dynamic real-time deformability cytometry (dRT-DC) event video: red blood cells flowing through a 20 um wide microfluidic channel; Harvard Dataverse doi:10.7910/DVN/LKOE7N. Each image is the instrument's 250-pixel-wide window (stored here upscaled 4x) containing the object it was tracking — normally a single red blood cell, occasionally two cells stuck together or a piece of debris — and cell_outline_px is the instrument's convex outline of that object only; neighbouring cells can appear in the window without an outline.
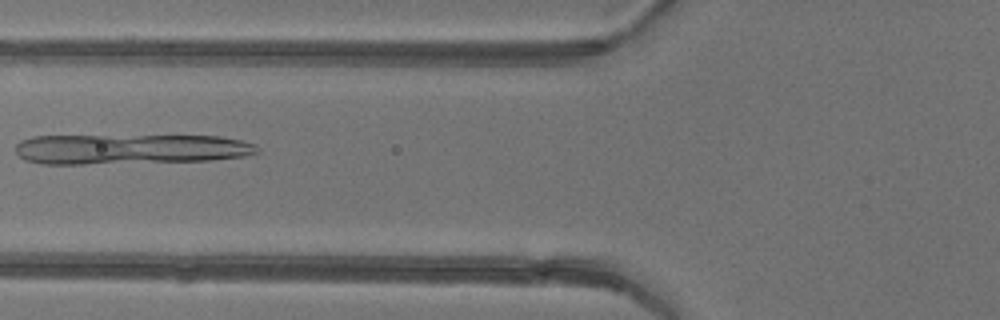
{"species": "common noctule bat (a hibernating species)", "species_latin": "Nyctalus noctula", "temperature_condition": "warm", "stored_images_in_passage": 5, "camera_frame_rate_fps": 3000, "um_per_image_px": 0.085, "animal": {"sex": "female"}, "frame": {"image": 1, "passage_image": 5, "time_ms": 5.0, "image_size_px": [1000, 320], "cell_outline_px": [[260, 152], [244, 156], [212, 160], [84, 164], [40, 164], [24, 160], [16, 152], [16, 144], [20, 140], [32, 136], [220, 136], [240, 140], [256, 144], [260, 148]], "centroid_in_image_um": [11.06, 12.67], "position_along_channel_um": 114.7, "area_um2": 42.66}}